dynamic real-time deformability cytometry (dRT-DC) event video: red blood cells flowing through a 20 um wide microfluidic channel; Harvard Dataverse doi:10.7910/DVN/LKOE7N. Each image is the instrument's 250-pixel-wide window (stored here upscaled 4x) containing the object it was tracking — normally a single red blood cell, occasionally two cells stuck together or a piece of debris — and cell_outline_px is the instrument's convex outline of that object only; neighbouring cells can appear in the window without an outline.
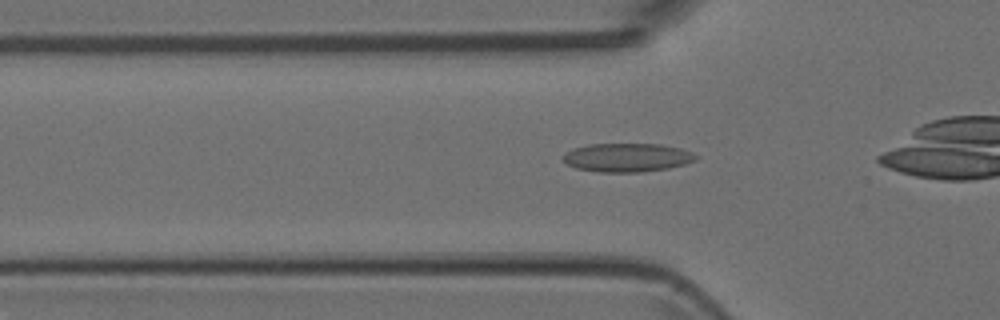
{"species": "Egyptian fruit bat (a non-hibernating species)", "species_latin": "Rousettus aegyptiacus", "temperature_condition": "room temperature", "stored_images_in_passage": 35, "camera_frame_rate_fps": 3000, "um_per_image_px": 0.085, "animal": {"sex": "female"}, "frame": {"image": 1, "passage_image": 11, "time_ms": 3.333, "image_size_px": [1000, 320], "cell_outline_px": [[700, 156], [696, 160], [684, 164], [668, 168], [640, 172], [600, 172], [576, 168], [568, 164], [560, 156], [564, 152], [572, 148], [588, 144], [660, 144], [680, 148], [692, 152]], "centroid_in_image_um": [53.29, 13.38], "position_along_channel_um": 72.5, "area_um2": 22.31}}
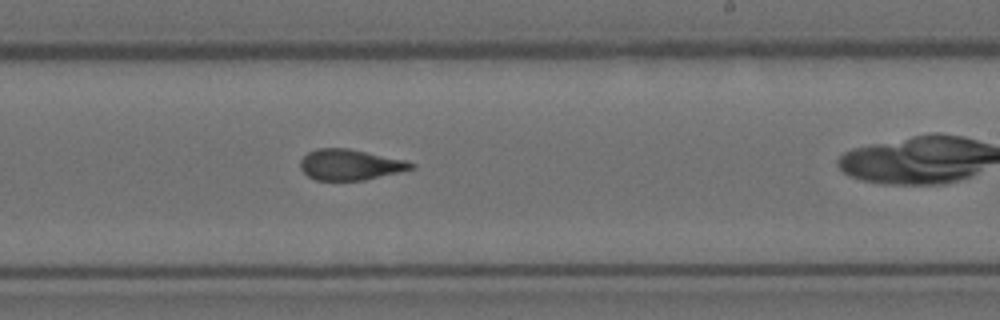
{"frame": {"image": 2, "passage_image": 25, "time_ms": 8.0, "image_size_px": [1000, 320], "cell_outline_px": [[416, 168], [400, 172], [364, 180], [316, 180], [308, 176], [300, 168], [300, 160], [308, 152], [316, 148], [348, 148], [404, 160], [416, 164]], "centroid_in_image_um": [29.75, 14.0], "position_along_channel_um": 259.2, "area_um2": 19.83}}
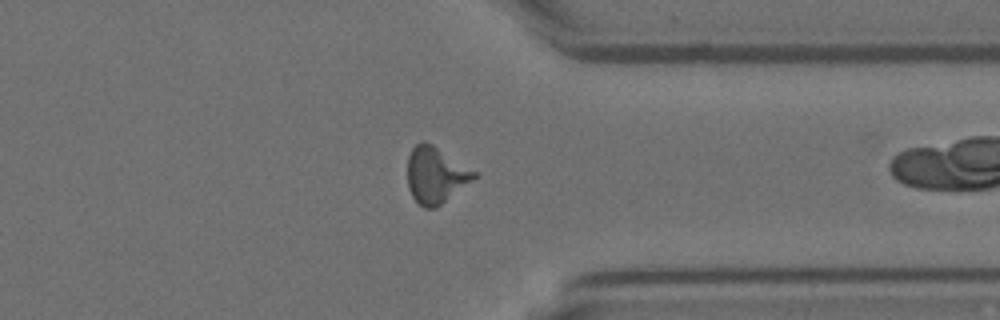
{"frame": {"image": 3, "passage_image": 34, "time_ms": 11.0, "image_size_px": [1000, 320], "cell_outline_px": [[480, 176], [436, 208], [424, 208], [412, 196], [408, 188], [408, 156], [412, 148], [416, 144], [424, 140], [432, 144], [480, 172]], "centroid_in_image_um": [37.09, 14.87], "position_along_channel_um": 374.3, "area_um2": 22.31}}